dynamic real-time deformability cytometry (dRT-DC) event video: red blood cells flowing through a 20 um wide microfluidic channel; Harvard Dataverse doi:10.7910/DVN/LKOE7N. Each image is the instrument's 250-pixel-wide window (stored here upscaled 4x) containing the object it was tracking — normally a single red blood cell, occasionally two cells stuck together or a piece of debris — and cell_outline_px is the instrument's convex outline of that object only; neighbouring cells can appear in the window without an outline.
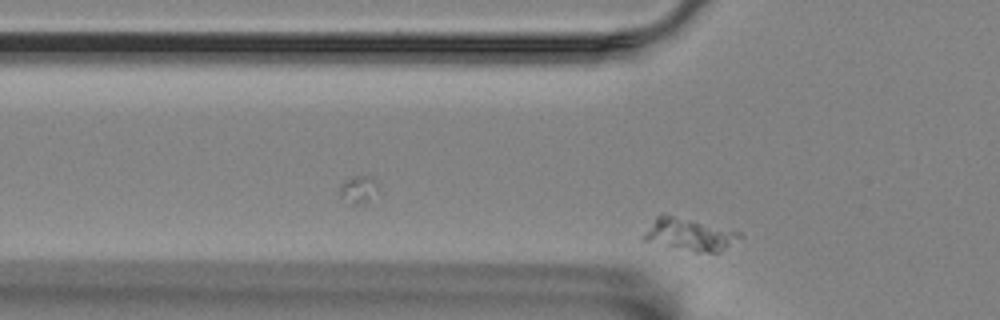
{"species": "Egyptian fruit bat (a non-hibernating species)", "species_latin": "Rousettus aegyptiacus", "temperature_condition": "room temperature", "stored_images_in_passage": 15, "camera_frame_rate_fps": 3000, "um_per_image_px": 0.085, "animal": {"sex": "female"}, "frame": {"image": 1, "passage_image": 2, "time_ms": 0.333, "image_size_px": [1000, 320], "cell_outline_px": [[744, 236], [720, 252], [696, 252], [644, 240], [644, 232], [656, 216], [660, 212], [740, 232]], "centroid_in_image_um": [58.62, 19.92], "position_along_channel_um": 67.2, "area_um2": 17.74}}
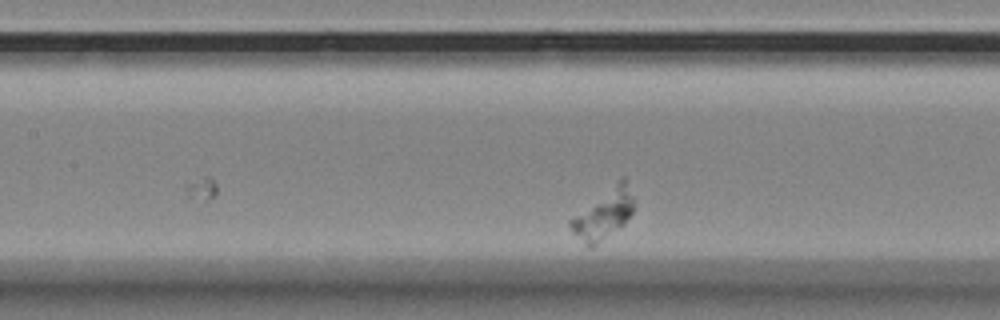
{"frame": {"image": 2, "passage_image": 11, "time_ms": 3.333, "image_size_px": [1000, 320], "cell_outline_px": [[632, 212], [624, 224], [620, 228], [592, 248], [588, 248], [572, 232], [568, 224], [568, 220], [620, 176], [624, 176], [632, 196]], "centroid_in_image_um": [51.27, 18.2], "position_along_channel_um": 156.1, "area_um2": 18.55}}
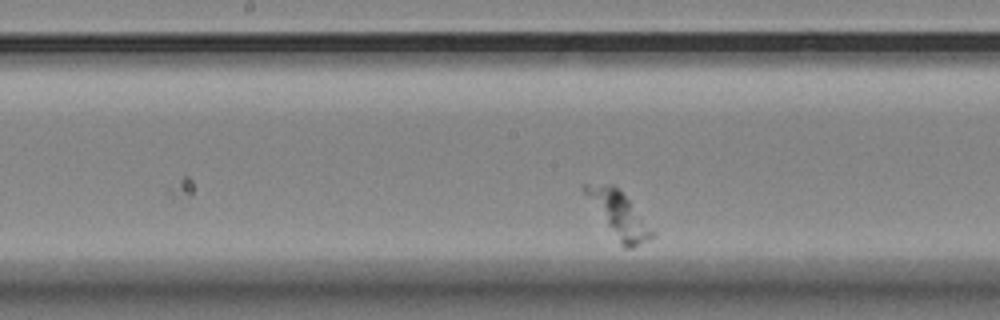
{"frame": {"image": 3, "passage_image": 15, "time_ms": 4.667, "image_size_px": [1000, 320], "cell_outline_px": [[656, 236], [632, 248], [624, 248], [620, 244], [584, 192], [580, 184], [612, 184], [628, 200], [656, 232]], "centroid_in_image_um": [52.64, 18.27], "position_along_channel_um": 195.6, "area_um2": 17.11}}